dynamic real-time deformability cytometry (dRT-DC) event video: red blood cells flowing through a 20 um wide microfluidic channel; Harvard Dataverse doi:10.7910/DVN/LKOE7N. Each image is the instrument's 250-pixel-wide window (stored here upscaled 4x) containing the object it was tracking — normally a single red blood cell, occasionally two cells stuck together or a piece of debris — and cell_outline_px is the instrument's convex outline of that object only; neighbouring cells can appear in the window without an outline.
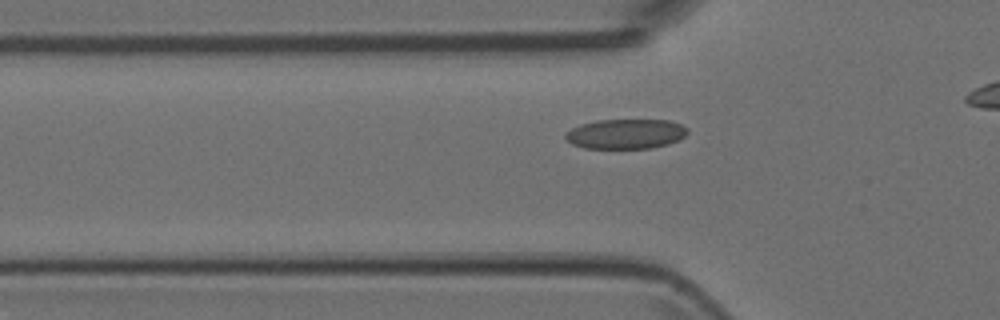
{"species": "Egyptian fruit bat (a non-hibernating species)", "species_latin": "Rousettus aegyptiacus", "temperature_condition": "room temperature", "stored_images_in_passage": 37, "camera_frame_rate_fps": 3000, "um_per_image_px": 0.085, "animal": {"sex": "female"}, "frame": {"image": 1, "passage_image": 12, "time_ms": 3.667, "image_size_px": [1000, 320], "cell_outline_px": [[688, 132], [684, 136], [668, 144], [652, 148], [584, 148], [572, 144], [564, 136], [564, 132], [580, 124], [596, 120], [668, 120], [680, 124], [688, 128]], "centroid_in_image_um": [53.16, 11.38], "position_along_channel_um": 72.6, "area_um2": 21.21}}
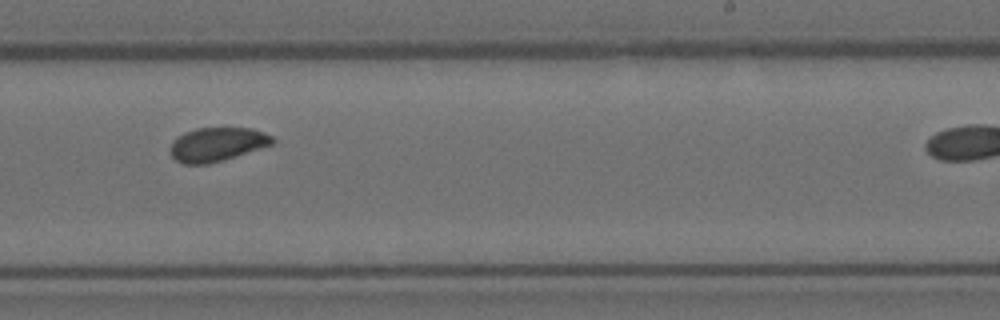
{"frame": {"image": 2, "passage_image": 27, "time_ms": 8.667, "image_size_px": [1000, 320], "cell_outline_px": [[276, 140], [272, 144], [224, 160], [208, 164], [180, 164], [168, 152], [168, 148], [172, 140], [184, 132], [196, 128], [252, 128], [264, 132], [272, 136]], "centroid_in_image_um": [18.4, 12.27], "position_along_channel_um": 270.6, "area_um2": 20.4}}
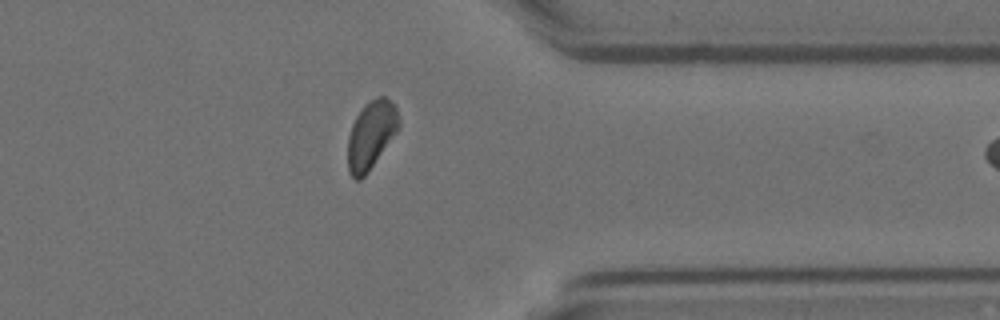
{"frame": {"image": 3, "passage_image": 36, "time_ms": 11.667, "image_size_px": [1000, 320], "cell_outline_px": [[400, 128], [368, 172], [360, 180], [356, 180], [348, 172], [348, 136], [352, 124], [360, 108], [364, 104], [376, 96], [384, 96], [396, 108], [400, 120]], "centroid_in_image_um": [31.54, 11.46], "position_along_channel_um": 379.9, "area_um2": 20.35}}